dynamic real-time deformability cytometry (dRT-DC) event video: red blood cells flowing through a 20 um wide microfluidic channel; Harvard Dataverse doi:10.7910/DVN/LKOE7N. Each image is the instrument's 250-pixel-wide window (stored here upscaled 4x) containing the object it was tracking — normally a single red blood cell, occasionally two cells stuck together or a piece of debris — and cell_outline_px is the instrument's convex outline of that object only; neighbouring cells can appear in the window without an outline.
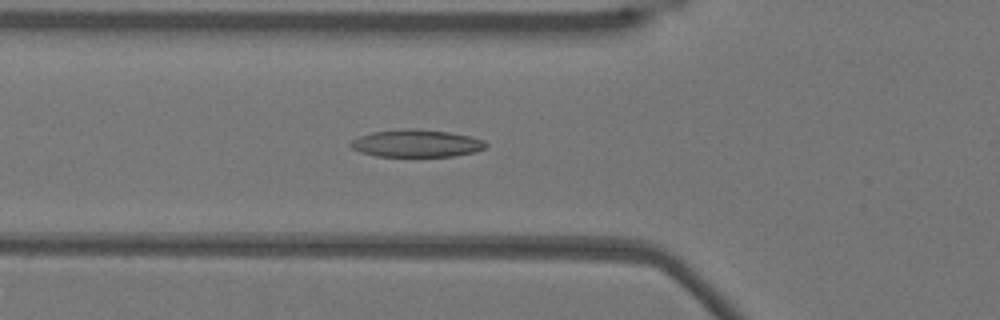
{"species": "Egyptian fruit bat (a non-hibernating species)", "species_latin": "Rousettus aegyptiacus", "temperature_condition": "warm", "stored_images_in_passage": 42, "camera_frame_rate_fps": 3000, "um_per_image_px": 0.085, "animal": {"sex": "female"}, "frame": {"image": 1, "passage_image": 10, "time_ms": 3.0, "image_size_px": [1000, 320], "cell_outline_px": [[488, 144], [484, 148], [476, 152], [456, 156], [376, 156], [360, 152], [352, 148], [348, 144], [352, 140], [360, 136], [372, 132], [404, 128], [416, 128], [448, 132], [468, 136], [484, 140]], "centroid_in_image_um": [35.39, 12.18], "position_along_channel_um": 90.4, "area_um2": 21.68}}
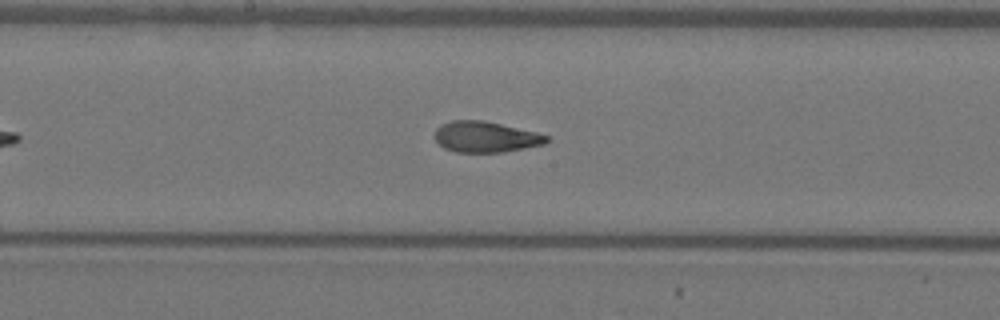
{"frame": {"image": 2, "passage_image": 19, "time_ms": 6.0, "image_size_px": [1000, 320], "cell_outline_px": [[552, 140], [544, 144], [504, 152], [456, 152], [444, 148], [432, 136], [436, 128], [440, 124], [452, 120], [484, 120], [536, 132], [548, 136]], "centroid_in_image_um": [41.25, 11.63], "position_along_channel_um": 206.9, "area_um2": 20.29}}
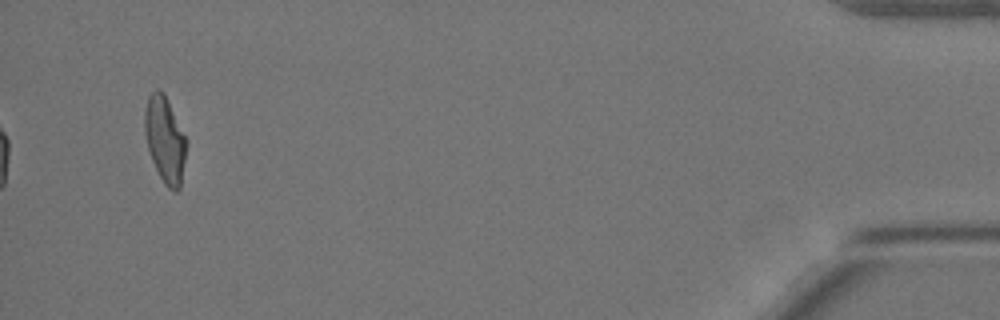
{"frame": {"image": 3, "passage_image": 42, "time_ms": 13.667, "image_size_px": [1000, 320], "cell_outline_px": [[184, 160], [180, 188], [176, 192], [172, 192], [164, 184], [152, 160], [148, 148], [144, 132], [144, 112], [148, 96], [156, 88], [160, 88], [164, 92], [184, 136]], "centroid_in_image_um": [13.97, 11.85], "position_along_channel_um": 421.2, "area_um2": 20.4}, "authors_computed_cell_mechanics": {"area_um2": 20.8658, "velocity_mm_per_s": 3.8566, "shape_relaxation_time_tau1_ms": 7.0206, "shape_relaxation_time_tau2_ms": 1.7487, "deformation_change_tau1": 0.2272, "deformation_change_tau2": 0.0792}}